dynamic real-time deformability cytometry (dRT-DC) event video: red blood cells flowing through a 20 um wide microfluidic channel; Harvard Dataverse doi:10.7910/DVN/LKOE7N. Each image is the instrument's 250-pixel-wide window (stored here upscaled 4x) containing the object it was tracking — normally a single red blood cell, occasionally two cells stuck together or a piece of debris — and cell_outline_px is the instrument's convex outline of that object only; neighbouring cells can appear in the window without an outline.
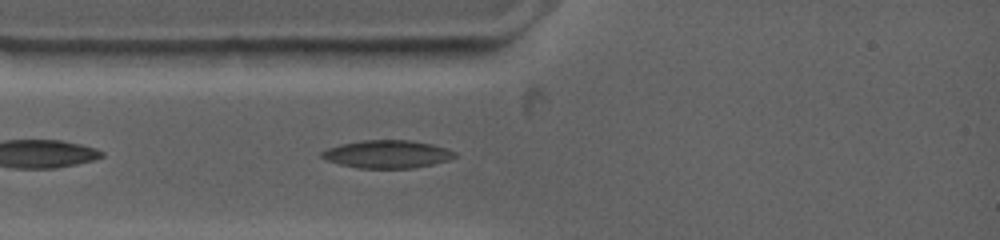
{"species": "common noctule bat (a hibernating species)", "species_latin": "Nyctalus noctula", "temperature_condition": "warm", "stored_images_in_passage": 10, "camera_frame_rate_fps": 4500, "um_per_image_px": 0.085, "animal": {"sex": "female", "body_mass_g": 19.0, "forearm_length_mm": 53.3}, "frame": {"image": 1, "passage_image": 2, "time_ms": 0.444, "image_size_px": [1000, 240], "cell_outline_px": [[456, 156], [448, 160], [432, 164], [412, 168], [360, 168], [340, 164], [324, 160], [320, 156], [320, 152], [328, 148], [340, 144], [360, 140], [412, 140], [432, 144], [448, 148], [456, 152]], "centroid_in_image_um": [32.9, 13.09], "position_along_channel_um": 52.1, "area_um2": 21.73}}
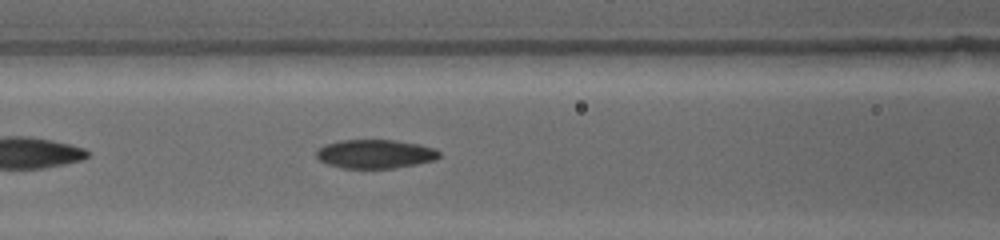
{"frame": {"image": 2, "passage_image": 6, "time_ms": 2.667, "image_size_px": [1000, 240], "cell_outline_px": [[440, 156], [432, 160], [392, 168], [344, 168], [328, 164], [320, 160], [316, 156], [316, 152], [324, 144], [340, 140], [396, 140], [420, 144], [432, 148], [440, 152]], "centroid_in_image_um": [31.85, 13.07], "position_along_channel_um": 134.7, "area_um2": 20.35}}
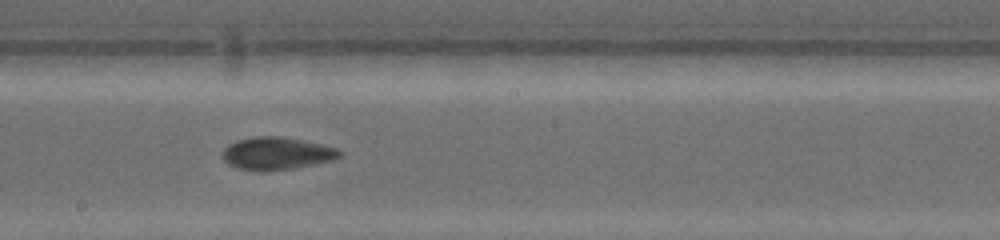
{"frame": {"image": 3, "passage_image": 9, "time_ms": 5.111, "image_size_px": [1000, 240], "cell_outline_px": [[344, 152], [340, 156], [332, 160], [292, 168], [264, 172], [236, 168], [228, 164], [224, 160], [224, 148], [228, 144], [236, 140], [252, 136], [280, 136], [320, 144], [336, 148]], "centroid_in_image_um": [23.48, 13.04], "position_along_channel_um": 224.7, "area_um2": 22.14}}